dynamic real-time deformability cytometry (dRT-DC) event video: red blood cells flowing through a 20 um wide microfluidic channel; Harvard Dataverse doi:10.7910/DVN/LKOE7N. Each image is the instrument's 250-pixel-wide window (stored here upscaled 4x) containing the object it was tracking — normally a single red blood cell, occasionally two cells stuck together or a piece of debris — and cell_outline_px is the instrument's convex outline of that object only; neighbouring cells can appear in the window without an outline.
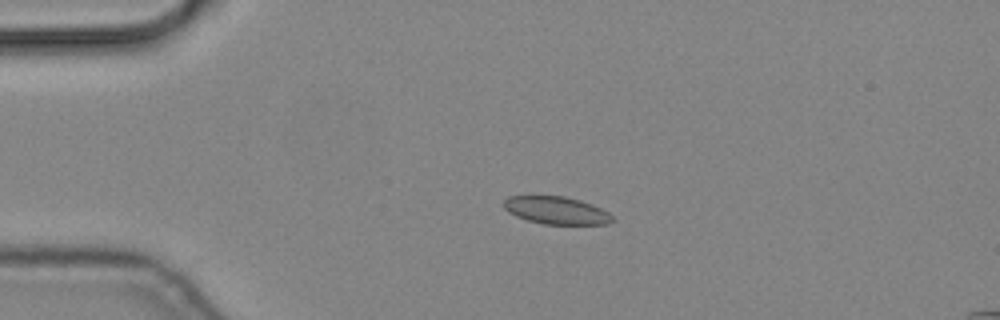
{"species": "common noctule bat (a hibernating species)", "species_latin": "Nyctalus noctula", "temperature_condition": "cold", "stored_images_in_passage": 3, "camera_frame_rate_fps": 3000, "um_per_image_px": 0.085, "animal": {"sex": "male", "body_mass_g": 19.2, "forearm_length_mm": 51.8}, "frame": {"image": 1, "passage_image": 2, "time_ms": 0.333, "image_size_px": [1000, 320], "cell_outline_px": [[612, 220], [608, 224], [544, 224], [528, 220], [516, 216], [508, 212], [500, 204], [508, 196], [528, 192], [532, 192], [564, 196], [580, 200], [592, 204], [608, 212], [612, 216]], "centroid_in_image_um": [47.15, 17.81], "position_along_channel_um": 37.8, "area_um2": 18.32}}